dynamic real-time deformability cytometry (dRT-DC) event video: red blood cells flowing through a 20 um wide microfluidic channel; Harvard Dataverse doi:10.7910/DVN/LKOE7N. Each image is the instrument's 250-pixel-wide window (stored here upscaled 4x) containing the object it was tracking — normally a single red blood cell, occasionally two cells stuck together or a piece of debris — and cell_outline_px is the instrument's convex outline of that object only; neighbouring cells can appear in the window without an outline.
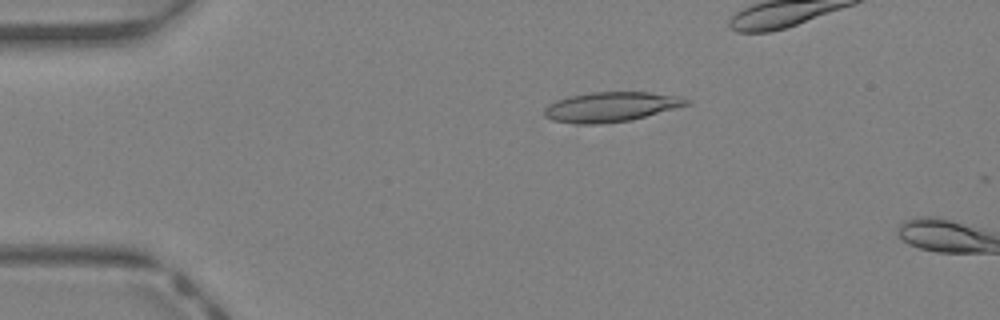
{"species": "Egyptian fruit bat (a non-hibernating species)", "species_latin": "Rousettus aegyptiacus", "temperature_condition": "warm", "stored_images_in_passage": 4, "camera_frame_rate_fps": 3000, "um_per_image_px": 0.085, "animal": {"sex": "female"}, "frame": {"image": 1, "passage_image": 2, "time_ms": 0.333, "image_size_px": [1000, 320], "cell_outline_px": [[692, 100], [688, 104], [644, 116], [628, 120], [596, 124], [572, 124], [552, 120], [544, 116], [544, 108], [548, 104], [556, 100], [568, 96], [592, 92], [648, 92], [680, 96]], "centroid_in_image_um": [51.86, 9.07], "position_along_channel_um": 33.1, "area_um2": 24.51}}